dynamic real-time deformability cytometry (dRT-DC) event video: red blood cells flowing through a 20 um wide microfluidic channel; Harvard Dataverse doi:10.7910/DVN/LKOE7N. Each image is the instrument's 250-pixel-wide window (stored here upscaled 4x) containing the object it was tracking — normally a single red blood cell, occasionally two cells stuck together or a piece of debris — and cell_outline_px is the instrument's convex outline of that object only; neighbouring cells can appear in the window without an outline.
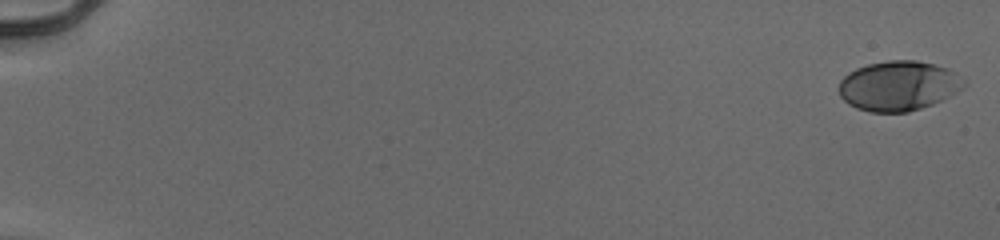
{"species": "human", "species_latin": "Homo sapiens", "temperature_condition": "cold", "stored_images_in_passage": 55, "camera_frame_rate_fps": 3000, "um_per_image_px": 0.085, "donor": {"sex": "male"}, "frame": {"image": 1, "passage_image": 1, "time_ms": 0.0, "image_size_px": [1000, 240], "cell_outline_px": [[968, 84], [964, 88], [932, 104], [908, 112], [872, 112], [856, 108], [848, 104], [840, 96], [840, 80], [848, 72], [856, 68], [868, 64], [888, 60], [916, 60], [948, 68], [964, 80]], "centroid_in_image_um": [76.36, 7.29], "position_along_channel_um": 8.6, "area_um2": 36.18}}
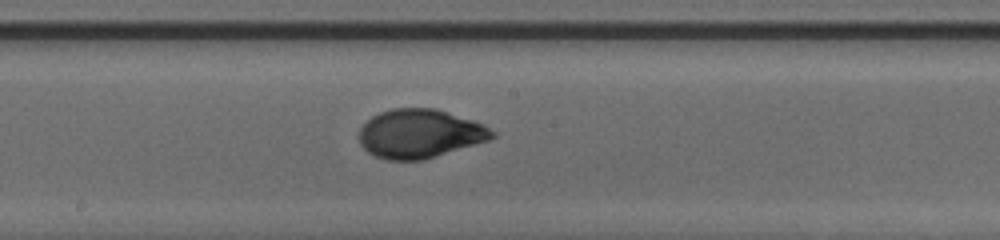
{"frame": {"image": 2, "passage_image": 32, "time_ms": 10.333, "image_size_px": [1000, 240], "cell_outline_px": [[496, 136], [488, 140], [424, 160], [388, 160], [376, 156], [368, 152], [360, 144], [360, 128], [372, 116], [380, 112], [392, 108], [436, 108], [484, 124], [496, 132]], "centroid_in_image_um": [35.69, 11.36], "position_along_channel_um": 212.5, "area_um2": 37.74}}
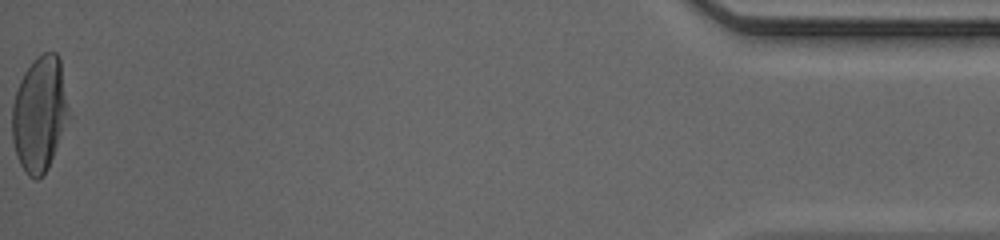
{"frame": {"image": 3, "passage_image": 55, "time_ms": 18.0, "image_size_px": [1000, 240], "cell_outline_px": [[68, 116], [48, 168], [44, 176], [36, 180], [28, 176], [24, 172], [16, 156], [12, 140], [12, 104], [20, 80], [24, 72], [36, 56], [44, 52], [56, 52], [60, 60], [68, 108]], "centroid_in_image_um": [3.32, 9.7], "position_along_channel_um": 431.9, "area_um2": 37.69}, "authors_computed_cell_mechanics": {"area_um2": 36.2406, "velocity_mm_per_s": 3.9465, "shape_relaxation_time_tau1_ms": 3.9867, "shape_relaxation_time_tau2_ms": null, "deformation_change_tau1": 0.205, "deformation_change_tau2": null}}